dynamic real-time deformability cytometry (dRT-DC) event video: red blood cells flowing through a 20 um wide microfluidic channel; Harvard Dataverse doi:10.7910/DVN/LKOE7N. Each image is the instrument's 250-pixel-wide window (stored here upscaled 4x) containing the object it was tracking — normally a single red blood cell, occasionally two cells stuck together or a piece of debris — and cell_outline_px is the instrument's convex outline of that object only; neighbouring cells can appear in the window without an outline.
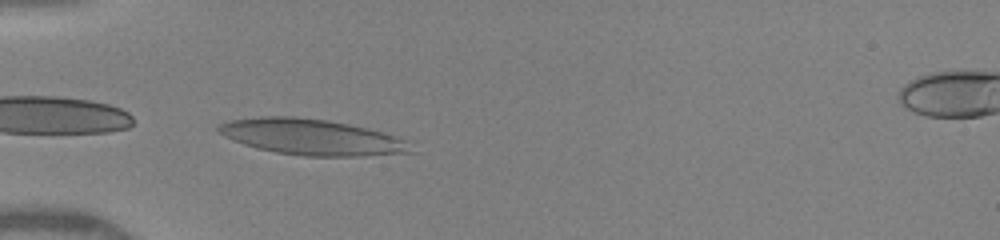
{"species": "human", "species_latin": "Homo sapiens", "temperature_condition": "warm", "stored_images_in_passage": 6, "camera_frame_rate_fps": 3000, "um_per_image_px": 0.085, "donor": {"sex": "female"}, "frame": {"image": 1, "passage_image": 4, "time_ms": 3.333, "image_size_px": [1000, 240], "cell_outline_px": [[416, 152], [364, 156], [304, 156], [276, 152], [256, 148], [232, 140], [216, 132], [216, 128], [220, 124], [232, 120], [260, 116], [296, 116], [328, 120], [348, 124], [396, 136], [404, 140]], "centroid_in_image_um": [26.45, 11.65], "position_along_channel_um": 58.6, "area_um2": 40.11}}
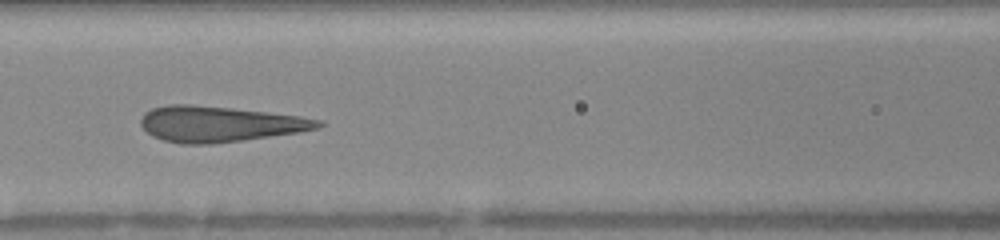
{"frame": {"image": 2, "passage_image": 6, "time_ms": 5.667, "image_size_px": [1000, 240], "cell_outline_px": [[324, 124], [320, 128], [300, 132], [244, 140], [212, 144], [180, 144], [164, 140], [152, 136], [140, 124], [140, 120], [144, 112], [152, 108], [168, 104], [188, 104], [232, 108], [300, 116], [320, 120]], "centroid_in_image_um": [18.65, 10.54], "position_along_channel_um": 148.0, "area_um2": 36.93}}